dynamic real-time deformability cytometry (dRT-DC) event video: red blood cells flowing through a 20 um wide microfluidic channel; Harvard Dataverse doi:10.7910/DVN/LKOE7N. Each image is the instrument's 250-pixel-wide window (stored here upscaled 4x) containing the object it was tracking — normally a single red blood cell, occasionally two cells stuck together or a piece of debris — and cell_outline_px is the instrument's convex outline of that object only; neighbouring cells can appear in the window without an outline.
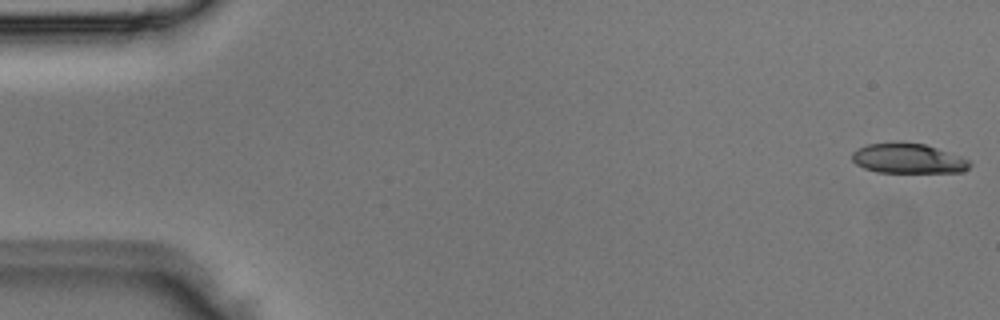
{"species": "Egyptian fruit bat (a non-hibernating species)", "species_latin": "Rousettus aegyptiacus", "temperature_condition": "room temperature", "stored_images_in_passage": 3, "camera_frame_rate_fps": 3000, "um_per_image_px": 0.085, "animal": {"sex": "male"}, "frame": {"image": 1, "passage_image": 1, "time_ms": 0.0, "image_size_px": [1000, 320], "cell_outline_px": [[972, 164], [968, 168], [960, 172], [876, 172], [864, 168], [856, 164], [852, 160], [852, 152], [868, 144], [924, 144], [960, 156], [968, 160]], "centroid_in_image_um": [77.19, 13.5], "position_along_channel_um": 7.8, "area_um2": 19.83}}
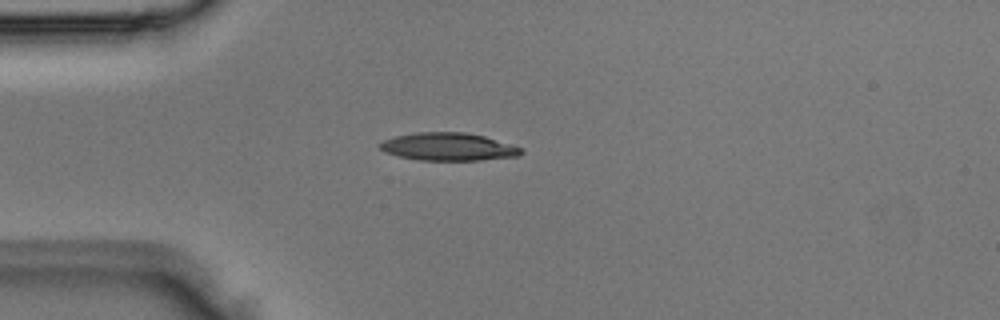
{"frame": {"image": 2, "passage_image": 3, "time_ms": 0.667, "image_size_px": [1000, 320], "cell_outline_px": [[524, 152], [520, 156], [480, 160], [420, 160], [400, 156], [384, 152], [376, 144], [384, 140], [396, 136], [416, 132], [464, 132], [484, 136], [520, 148]], "centroid_in_image_um": [38.07, 12.47], "position_along_channel_um": 46.9, "area_um2": 22.72}}